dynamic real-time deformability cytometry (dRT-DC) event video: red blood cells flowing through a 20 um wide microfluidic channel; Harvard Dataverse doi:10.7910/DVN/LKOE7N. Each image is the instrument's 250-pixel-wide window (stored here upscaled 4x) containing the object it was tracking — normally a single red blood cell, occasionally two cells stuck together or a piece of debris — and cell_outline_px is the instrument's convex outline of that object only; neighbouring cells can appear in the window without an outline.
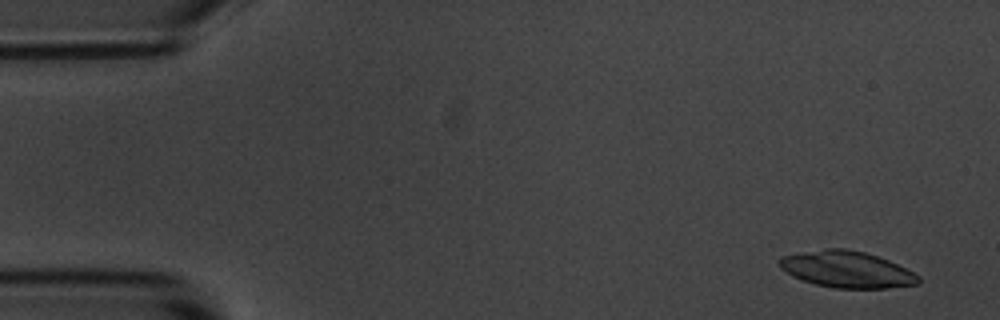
{"species": "common noctule bat (a hibernating species)", "species_latin": "Nyctalus noctula", "temperature_condition": "room temperature", "stored_images_in_passage": 55, "camera_frame_rate_fps": 3000, "um_per_image_px": 0.085, "animal": {"sex": "male", "body_mass_g": 20.1, "forearm_length_mm": 53.5}, "frame": {"image": 1, "passage_image": 3, "time_ms": 0.667, "image_size_px": [1000, 320], "cell_outline_px": [[920, 284], [884, 288], [836, 288], [816, 284], [792, 276], [780, 268], [780, 256], [828, 248], [844, 248], [864, 252], [888, 260], [920, 276]], "centroid_in_image_um": [71.98, 22.9], "position_along_channel_um": 13.0, "area_um2": 29.19}}